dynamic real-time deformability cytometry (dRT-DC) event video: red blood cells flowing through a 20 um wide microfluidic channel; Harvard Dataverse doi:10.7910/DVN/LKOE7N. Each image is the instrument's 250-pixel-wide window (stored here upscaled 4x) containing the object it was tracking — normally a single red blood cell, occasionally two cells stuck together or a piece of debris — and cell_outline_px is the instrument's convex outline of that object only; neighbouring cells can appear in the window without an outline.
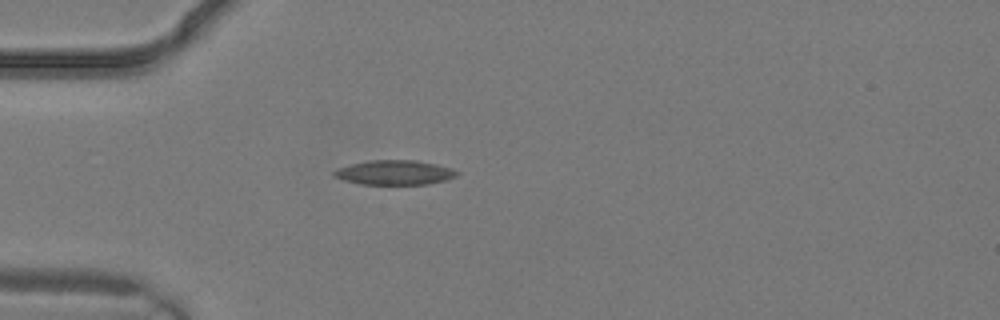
{"species": "common noctule bat (a hibernating species)", "species_latin": "Nyctalus noctula", "temperature_condition": "warm", "stored_images_in_passage": 2, "camera_frame_rate_fps": 3000, "um_per_image_px": 0.085, "animal": {"sex": "male", "body_mass_g": 19.2, "forearm_length_mm": 51.8}, "frame": {"image": 1, "passage_image": 1, "time_ms": 0.0, "image_size_px": [1000, 320], "cell_outline_px": [[460, 172], [456, 176], [444, 180], [428, 184], [360, 184], [344, 180], [332, 176], [332, 172], [340, 168], [352, 164], [368, 160], [416, 160], [436, 164], [452, 168]], "centroid_in_image_um": [33.55, 14.66], "position_along_channel_um": 51.5, "area_um2": 17.51}}